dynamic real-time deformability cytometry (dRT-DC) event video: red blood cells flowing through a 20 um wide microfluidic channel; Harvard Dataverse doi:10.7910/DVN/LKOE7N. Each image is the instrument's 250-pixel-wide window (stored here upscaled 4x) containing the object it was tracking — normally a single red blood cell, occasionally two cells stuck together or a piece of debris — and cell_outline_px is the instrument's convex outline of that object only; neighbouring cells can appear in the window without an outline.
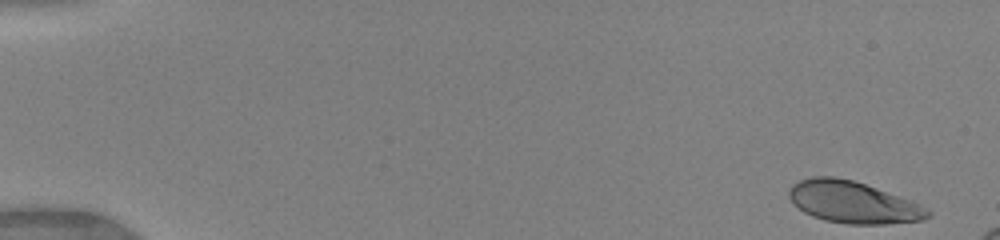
{"species": "human", "species_latin": "Homo sapiens", "temperature_condition": "warm", "stored_images_in_passage": 14, "camera_frame_rate_fps": 3000, "um_per_image_px": 0.085, "donor": {"sex": "female"}, "frame": {"image": 1, "passage_image": 1, "time_ms": 0.0, "image_size_px": [1000, 240], "cell_outline_px": [[932, 216], [924, 220], [884, 224], [848, 224], [824, 220], [812, 216], [804, 212], [788, 196], [788, 192], [792, 184], [800, 180], [812, 176], [836, 176], [852, 180], [912, 200], [928, 208], [932, 212]], "centroid_in_image_um": [72.54, 17.19], "position_along_channel_um": 12.5, "area_um2": 33.87}}